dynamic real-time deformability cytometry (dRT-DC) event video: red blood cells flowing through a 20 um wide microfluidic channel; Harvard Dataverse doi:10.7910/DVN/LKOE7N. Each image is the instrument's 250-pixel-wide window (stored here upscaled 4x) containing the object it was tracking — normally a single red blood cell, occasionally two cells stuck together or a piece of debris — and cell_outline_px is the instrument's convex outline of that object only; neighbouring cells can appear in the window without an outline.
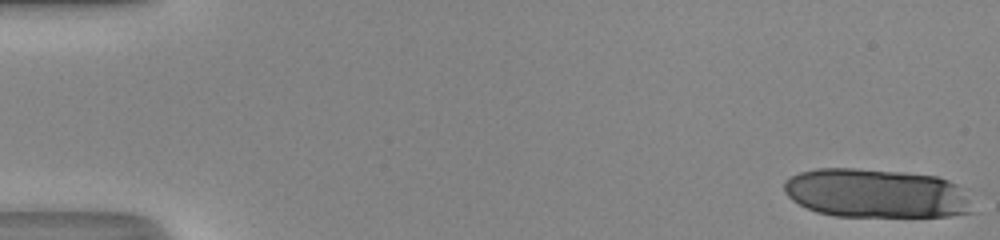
{"species": "human", "species_latin": "Homo sapiens", "temperature_condition": "room temperature", "stored_images_in_passage": 16, "camera_frame_rate_fps": 3000, "um_per_image_px": 0.085, "donor": {"sex": "male"}, "frame": {"image": 1, "passage_image": 1, "time_ms": 0.0, "image_size_px": [1000, 240], "cell_outline_px": [[980, 212], [948, 216], [832, 216], [816, 212], [792, 200], [784, 192], [784, 180], [788, 176], [800, 172], [816, 168], [856, 168], [904, 172], [936, 176], [948, 180], [968, 188]], "centroid_in_image_um": [74.61, 16.44], "position_along_channel_um": 10.4, "area_um2": 55.31}}